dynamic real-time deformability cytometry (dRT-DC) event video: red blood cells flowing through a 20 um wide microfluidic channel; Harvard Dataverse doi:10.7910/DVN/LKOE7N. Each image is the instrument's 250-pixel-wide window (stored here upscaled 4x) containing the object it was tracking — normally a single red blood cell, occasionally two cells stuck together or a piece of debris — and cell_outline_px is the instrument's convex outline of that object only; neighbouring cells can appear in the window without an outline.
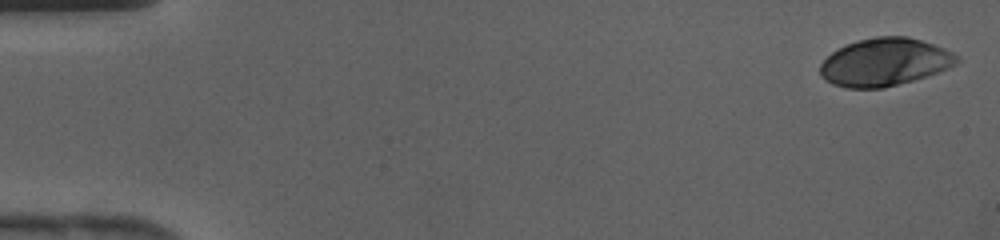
{"species": "human", "species_latin": "Homo sapiens", "temperature_condition": "cold", "stored_images_in_passage": 42, "camera_frame_rate_fps": 3000, "um_per_image_px": 0.085, "donor": {"sex": "female"}, "frame": {"image": 1, "passage_image": 1, "time_ms": 0.0, "image_size_px": [1000, 240], "cell_outline_px": [[960, 60], [956, 64], [948, 68], [912, 80], [884, 88], [848, 88], [832, 84], [824, 80], [820, 76], [820, 64], [832, 52], [856, 40], [876, 36], [908, 36], [944, 48], [960, 56]], "centroid_in_image_um": [75.18, 5.28], "position_along_channel_um": 9.8, "area_um2": 37.92}}
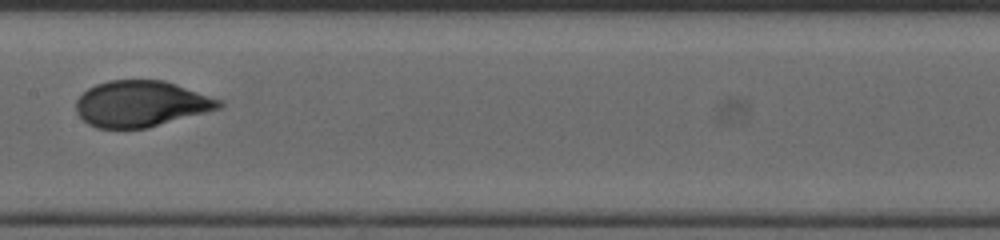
{"frame": {"image": 2, "passage_image": 22, "time_ms": 7.0, "image_size_px": [1000, 240], "cell_outline_px": [[224, 104], [220, 108], [148, 128], [96, 128], [88, 124], [76, 112], [76, 100], [88, 88], [96, 84], [108, 80], [164, 80], [224, 100]], "centroid_in_image_um": [12.0, 8.82], "position_along_channel_um": 195.4, "area_um2": 38.44}}
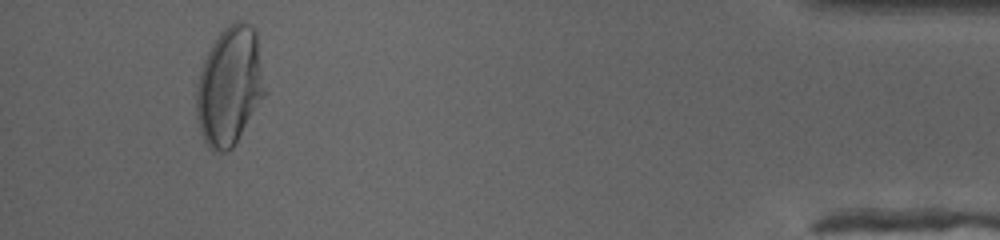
{"frame": {"image": 3, "passage_image": 40, "time_ms": 13.0, "image_size_px": [1000, 240], "cell_outline_px": [[264, 96], [232, 148], [228, 152], [212, 152], [208, 148], [200, 132], [196, 116], [196, 88], [200, 72], [204, 60], [212, 44], [220, 32], [228, 24], [236, 20], [240, 20], [248, 24], [256, 32], [264, 88]], "centroid_in_image_um": [19.47, 7.35], "position_along_channel_um": 415.7, "area_um2": 46.88}}